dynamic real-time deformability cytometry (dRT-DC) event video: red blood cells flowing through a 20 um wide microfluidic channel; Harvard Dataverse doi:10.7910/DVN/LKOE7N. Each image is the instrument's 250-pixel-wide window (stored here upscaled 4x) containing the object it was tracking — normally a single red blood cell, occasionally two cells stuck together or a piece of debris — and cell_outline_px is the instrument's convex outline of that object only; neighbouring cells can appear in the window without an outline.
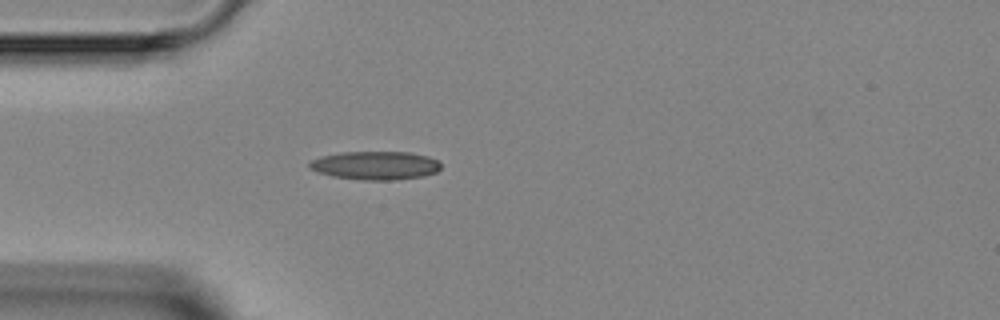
{"species": "Egyptian fruit bat (a non-hibernating species)", "species_latin": "Rousettus aegyptiacus", "temperature_condition": "room temperature", "stored_images_in_passage": 5, "camera_frame_rate_fps": 3000, "um_per_image_px": 0.085, "animal": {"sex": "female"}, "frame": {"image": 1, "passage_image": 5, "time_ms": 4.333, "image_size_px": [1000, 320], "cell_outline_px": [[440, 168], [436, 172], [424, 176], [396, 180], [360, 180], [332, 176], [308, 168], [308, 164], [312, 160], [320, 156], [340, 152], [412, 152], [428, 156], [436, 160], [440, 164]], "centroid_in_image_um": [31.9, 14.06], "position_along_channel_um": 53.1, "area_um2": 21.91}}